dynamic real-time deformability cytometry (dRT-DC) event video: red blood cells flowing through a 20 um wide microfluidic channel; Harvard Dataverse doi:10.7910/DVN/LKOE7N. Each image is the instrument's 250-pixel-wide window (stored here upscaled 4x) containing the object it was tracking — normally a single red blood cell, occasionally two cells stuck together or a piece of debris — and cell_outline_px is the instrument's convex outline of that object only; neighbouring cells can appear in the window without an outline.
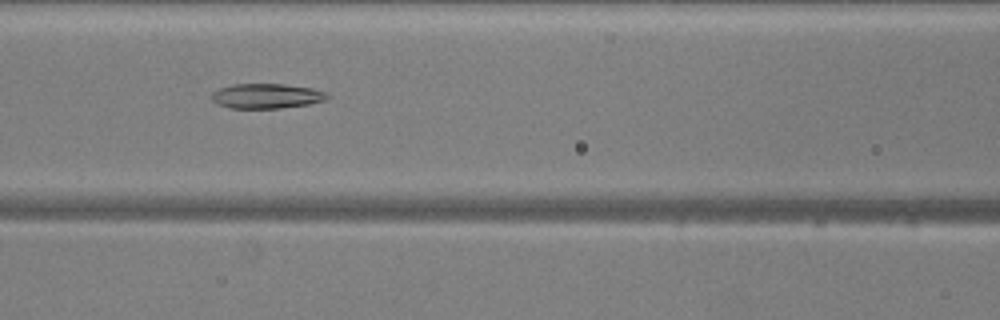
{"species": "common noctule bat (a hibernating species)", "species_latin": "Nyctalus noctula", "temperature_condition": "warm", "stored_images_in_passage": 51, "camera_frame_rate_fps": 3000, "um_per_image_px": 0.085, "animal": {"sex": "male", "body_mass_g": 20.5, "forearm_length_mm": 52.5}, "frame": {"image": 1, "passage_image": 22, "time_ms": 7.0, "image_size_px": [1000, 320], "cell_outline_px": [[328, 100], [308, 104], [280, 108], [228, 108], [216, 104], [212, 100], [212, 92], [220, 88], [232, 84], [284, 84], [312, 88], [324, 92], [328, 96]], "centroid_in_image_um": [22.63, 8.16], "position_along_channel_um": 144.0, "area_um2": 16.76}}
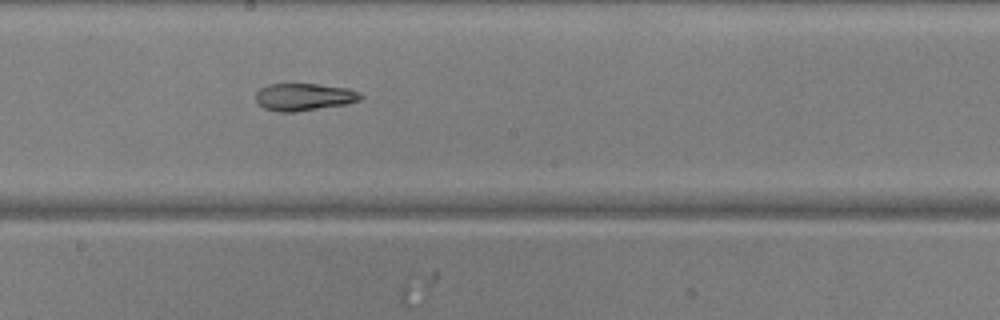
{"frame": {"image": 2, "passage_image": 28, "time_ms": 9.0, "image_size_px": [1000, 320], "cell_outline_px": [[364, 96], [360, 100], [348, 104], [296, 112], [276, 112], [264, 108], [256, 100], [256, 92], [260, 88], [268, 84], [316, 84], [348, 88], [360, 92]], "centroid_in_image_um": [25.86, 8.25], "position_along_channel_um": 222.3, "area_um2": 16.88}}
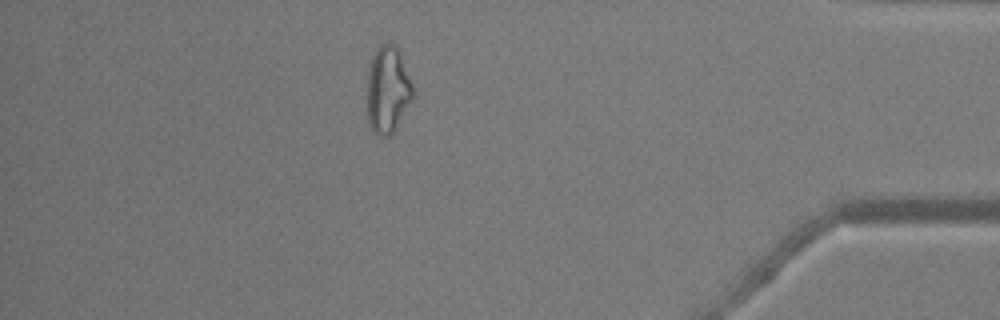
{"frame": {"image": 3, "passage_image": 45, "time_ms": 14.667, "image_size_px": [1000, 320], "cell_outline_px": [[416, 96], [392, 132], [388, 136], [380, 136], [372, 128], [368, 120], [368, 68], [372, 56], [376, 48], [380, 44], [388, 40], [396, 44], [400, 52]], "centroid_in_image_um": [32.98, 7.55], "position_along_channel_um": 402.2, "area_um2": 23.29}, "authors_computed_cell_mechanics": {"area_um2": 22.1952, "velocity_mm_per_s": 3.9268, "shape_relaxation_time_tau1_ms": null, "shape_relaxation_time_tau2_ms": 9.685, "deformation_change_tau1": null, "deformation_change_tau2": 0.2241}}